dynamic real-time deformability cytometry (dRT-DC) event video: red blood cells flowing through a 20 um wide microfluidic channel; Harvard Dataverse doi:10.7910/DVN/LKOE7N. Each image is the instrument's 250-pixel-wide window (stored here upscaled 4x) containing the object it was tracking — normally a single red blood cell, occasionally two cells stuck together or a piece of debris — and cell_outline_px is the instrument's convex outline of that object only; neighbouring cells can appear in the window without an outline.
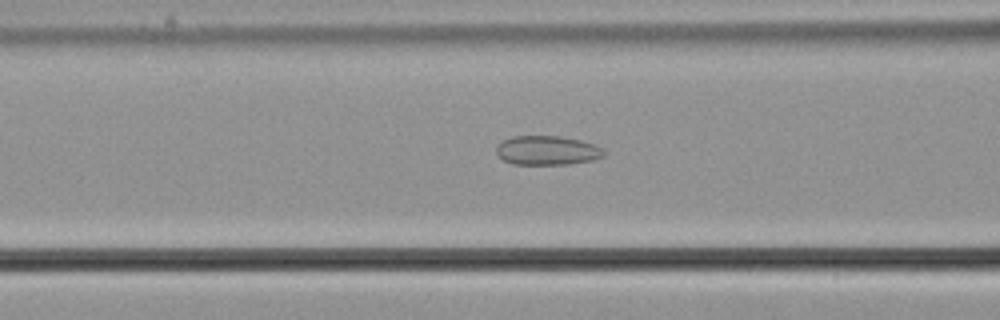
{"species": "common noctule bat (a hibernating species)", "species_latin": "Nyctalus noctula", "temperature_condition": "cold", "stored_images_in_passage": 56, "camera_frame_rate_fps": 3000, "um_per_image_px": 0.085, "animal": {"sex": "male", "body_mass_g": 21.5, "forearm_length_mm": 52.0}, "frame": {"image": 1, "passage_image": 23, "time_ms": 7.333, "image_size_px": [1000, 320], "cell_outline_px": [[604, 156], [592, 160], [568, 164], [512, 164], [496, 156], [496, 148], [504, 140], [512, 136], [560, 136], [580, 140], [592, 144], [600, 148], [604, 152]], "centroid_in_image_um": [46.47, 12.79], "position_along_channel_um": 120.1, "area_um2": 18.15}}
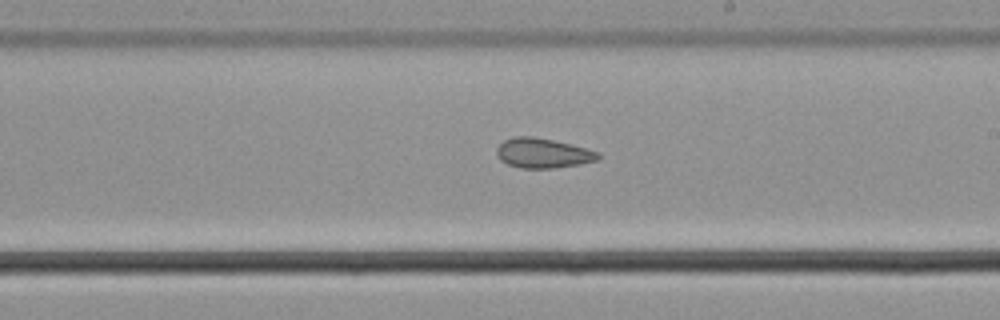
{"frame": {"image": 2, "passage_image": 33, "time_ms": 10.667, "image_size_px": [1000, 320], "cell_outline_px": [[600, 160], [580, 164], [552, 168], [520, 168], [508, 164], [500, 160], [496, 156], [496, 148], [504, 140], [512, 136], [532, 136], [572, 144], [600, 152]], "centroid_in_image_um": [46.14, 13.01], "position_along_channel_um": 242.9, "area_um2": 17.8}}
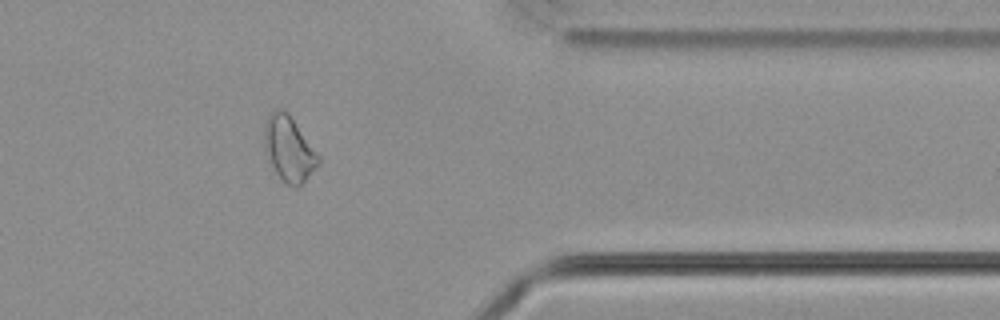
{"frame": {"image": 3, "passage_image": 46, "time_ms": 15.0, "image_size_px": [1000, 320], "cell_outline_px": [[320, 160], [304, 180], [296, 188], [288, 184], [276, 172], [264, 152], [264, 124], [268, 116], [276, 108], [284, 108], [288, 112], [320, 156]], "centroid_in_image_um": [24.52, 12.59], "position_along_channel_um": 386.9, "area_um2": 20.17}, "authors_computed_cell_mechanics": {"area_um2": 20.8658, "velocity_mm_per_s": 3.681, "shape_relaxation_time_tau1_ms": null, "shape_relaxation_time_tau2_ms": 4.3238, "deformation_change_tau1": null, "deformation_change_tau2": 0.0994}}